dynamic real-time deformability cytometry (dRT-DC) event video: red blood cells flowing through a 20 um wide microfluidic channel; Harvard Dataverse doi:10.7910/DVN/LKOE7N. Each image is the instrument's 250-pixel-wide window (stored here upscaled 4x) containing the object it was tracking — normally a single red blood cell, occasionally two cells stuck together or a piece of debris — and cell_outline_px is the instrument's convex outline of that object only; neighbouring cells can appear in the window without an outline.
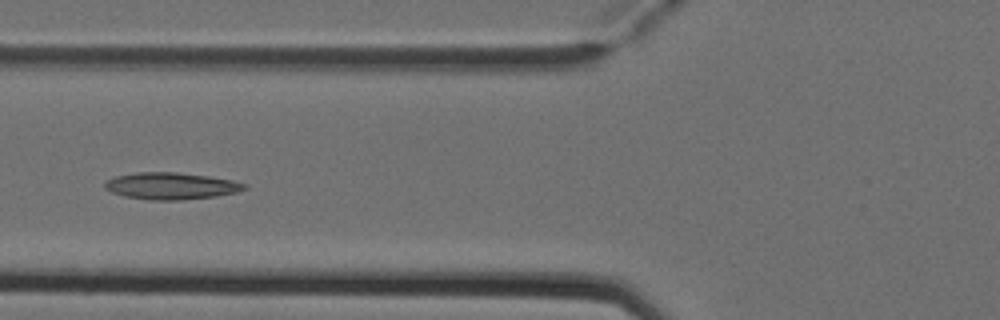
{"species": "Egyptian fruit bat (a non-hibernating species)", "species_latin": "Rousettus aegyptiacus", "temperature_condition": "cold", "stored_images_in_passage": 5, "camera_frame_rate_fps": 3000, "um_per_image_px": 0.085, "animal": {"sex": "female"}, "frame": {"image": 1, "passage_image": 4, "time_ms": 1.0, "image_size_px": [1000, 320], "cell_outline_px": [[248, 188], [236, 192], [216, 196], [180, 200], [148, 200], [124, 196], [112, 192], [104, 188], [104, 184], [108, 180], [116, 176], [136, 172], [176, 172], [208, 176], [232, 180], [248, 184]], "centroid_in_image_um": [14.55, 15.8], "position_along_channel_um": 111.2, "area_um2": 21.85}}
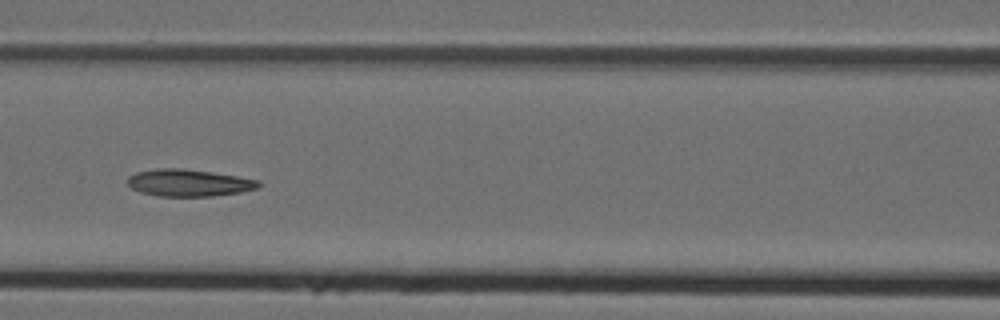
{"frame": {"image": 2, "passage_image": 5, "time_ms": 1.333, "image_size_px": [1000, 320], "cell_outline_px": [[260, 184], [256, 188], [240, 192], [212, 196], [160, 196], [140, 192], [132, 188], [128, 184], [128, 176], [136, 172], [156, 168], [184, 168], [212, 172], [260, 180]], "centroid_in_image_um": [16.02, 15.53], "position_along_channel_um": 150.6, "area_um2": 20.58}}